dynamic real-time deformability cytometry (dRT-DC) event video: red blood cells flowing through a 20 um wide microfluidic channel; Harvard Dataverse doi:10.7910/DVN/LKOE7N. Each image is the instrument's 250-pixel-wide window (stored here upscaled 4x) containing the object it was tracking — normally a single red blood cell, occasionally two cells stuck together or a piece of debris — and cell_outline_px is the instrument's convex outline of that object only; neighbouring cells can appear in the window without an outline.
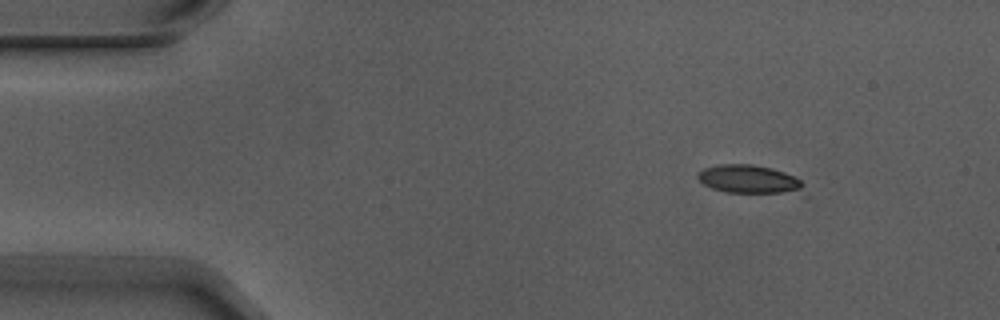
{"species": "Egyptian fruit bat (a non-hibernating species)", "species_latin": "Rousettus aegyptiacus", "temperature_condition": "warm", "stored_images_in_passage": 3, "camera_frame_rate_fps": 3000, "um_per_image_px": 0.085, "animal": {"sex": "male"}, "frame": {"image": 1, "passage_image": 1, "time_ms": 0.0, "image_size_px": [1000, 320], "cell_outline_px": [[808, 196], [728, 192], [712, 188], [704, 184], [696, 176], [704, 168], [720, 164], [752, 164], [772, 168], [784, 172], [800, 180], [804, 184]], "centroid_in_image_um": [63.86, 15.3], "position_along_channel_um": 21.1, "area_um2": 18.38}}